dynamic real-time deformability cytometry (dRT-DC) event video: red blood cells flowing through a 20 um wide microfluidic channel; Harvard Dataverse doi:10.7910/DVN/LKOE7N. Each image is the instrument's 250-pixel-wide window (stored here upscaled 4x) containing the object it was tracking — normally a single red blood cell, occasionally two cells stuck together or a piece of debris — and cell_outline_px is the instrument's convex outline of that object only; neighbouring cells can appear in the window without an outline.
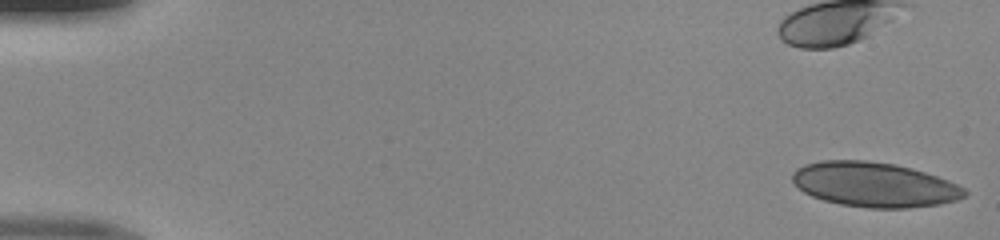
{"species": "human", "species_latin": "Homo sapiens", "temperature_condition": "room temperature", "stored_images_in_passage": 49, "camera_frame_rate_fps": 3000, "um_per_image_px": 0.085, "donor": {"sex": "male"}, "frame": {"image": 1, "passage_image": 1, "time_ms": 0.0, "image_size_px": [1000, 240], "cell_outline_px": [[968, 192], [964, 196], [956, 200], [940, 204], [908, 208], [868, 208], [840, 204], [824, 200], [812, 196], [804, 192], [792, 180], [792, 176], [796, 168], [804, 164], [824, 160], [864, 160], [892, 164], [924, 172], [936, 176], [956, 184], [964, 188]], "centroid_in_image_um": [74.3, 15.7], "position_along_channel_um": 10.7, "area_um2": 44.51}}
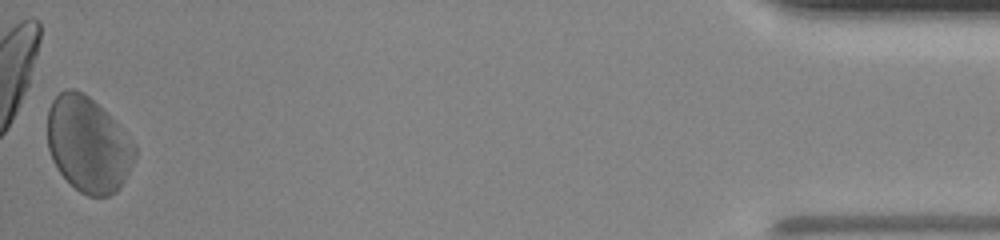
{"frame": {"image": 2, "passage_image": 49, "time_ms": 16.0, "image_size_px": [1000, 240], "cell_outline_px": [[136, 156], [120, 188], [116, 192], [108, 196], [88, 196], [80, 192], [60, 172], [52, 160], [48, 148], [48, 108], [52, 100], [60, 92], [68, 88], [72, 88], [88, 96], [136, 144]], "centroid_in_image_um": [7.48, 12.3], "position_along_channel_um": 427.7, "area_um2": 47.92}}